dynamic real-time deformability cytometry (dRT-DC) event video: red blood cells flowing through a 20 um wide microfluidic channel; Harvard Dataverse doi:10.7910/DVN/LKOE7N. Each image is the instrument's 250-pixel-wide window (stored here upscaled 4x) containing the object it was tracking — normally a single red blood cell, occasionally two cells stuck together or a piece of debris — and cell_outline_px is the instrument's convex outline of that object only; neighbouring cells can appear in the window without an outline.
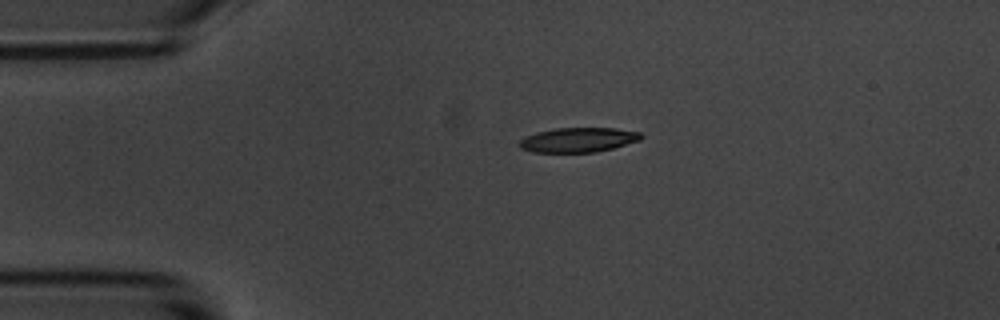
{"species": "common noctule bat (a hibernating species)", "species_latin": "Nyctalus noctula", "temperature_condition": "room temperature", "stored_images_in_passage": 2, "camera_frame_rate_fps": 3000, "um_per_image_px": 0.085, "animal": {"sex": "male", "body_mass_g": 20.1, "forearm_length_mm": 53.5}, "frame": {"image": 1, "passage_image": 1, "time_ms": 0.0, "image_size_px": [1000, 320], "cell_outline_px": [[644, 136], [640, 140], [612, 148], [596, 152], [532, 152], [520, 148], [516, 144], [524, 136], [536, 132], [556, 128], [616, 128], [640, 132]], "centroid_in_image_um": [49.11, 11.88], "position_along_channel_um": 35.9, "area_um2": 17.57}}